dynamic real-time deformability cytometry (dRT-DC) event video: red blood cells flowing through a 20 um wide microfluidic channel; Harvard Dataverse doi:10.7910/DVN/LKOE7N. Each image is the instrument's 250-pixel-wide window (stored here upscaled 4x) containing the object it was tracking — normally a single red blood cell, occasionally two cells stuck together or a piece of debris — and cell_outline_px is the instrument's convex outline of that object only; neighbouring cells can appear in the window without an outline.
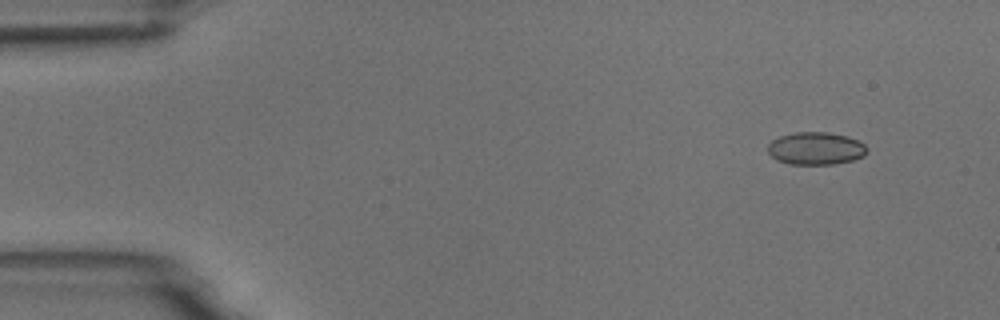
{"species": "common noctule bat (a hibernating species)", "species_latin": "Nyctalus noctula", "temperature_condition": "room temperature", "stored_images_in_passage": 4, "camera_frame_rate_fps": 3000, "um_per_image_px": 0.085, "animal": {"sex": "male", "body_mass_g": 18.8}, "frame": {"image": 1, "passage_image": 1, "time_ms": 0.0, "image_size_px": [1000, 320], "cell_outline_px": [[868, 148], [864, 156], [852, 160], [832, 164], [792, 164], [776, 160], [768, 152], [768, 144], [772, 140], [780, 136], [796, 132], [828, 132], [848, 136], [864, 144]], "centroid_in_image_um": [69.34, 12.61], "position_along_channel_um": 15.7, "area_um2": 18.79}}
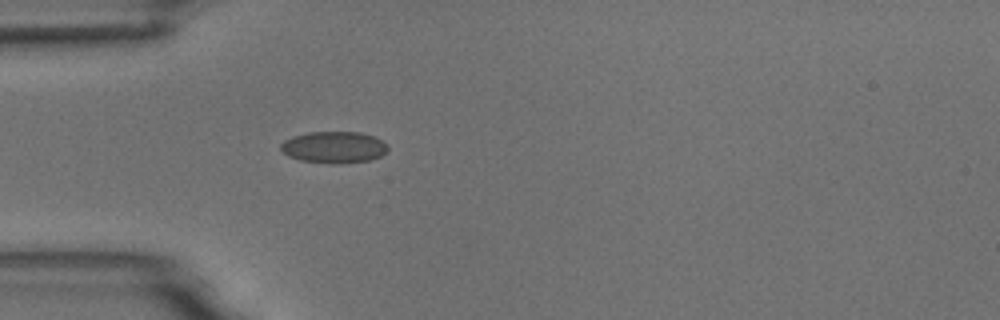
{"frame": {"image": 2, "passage_image": 4, "time_ms": 3.667, "image_size_px": [1000, 320], "cell_outline_px": [[388, 152], [380, 156], [368, 160], [336, 164], [332, 164], [300, 160], [288, 156], [280, 148], [280, 144], [284, 140], [292, 136], [308, 132], [360, 132], [384, 140], [388, 144]], "centroid_in_image_um": [28.4, 12.51], "position_along_channel_um": 56.6, "area_um2": 19.88}}